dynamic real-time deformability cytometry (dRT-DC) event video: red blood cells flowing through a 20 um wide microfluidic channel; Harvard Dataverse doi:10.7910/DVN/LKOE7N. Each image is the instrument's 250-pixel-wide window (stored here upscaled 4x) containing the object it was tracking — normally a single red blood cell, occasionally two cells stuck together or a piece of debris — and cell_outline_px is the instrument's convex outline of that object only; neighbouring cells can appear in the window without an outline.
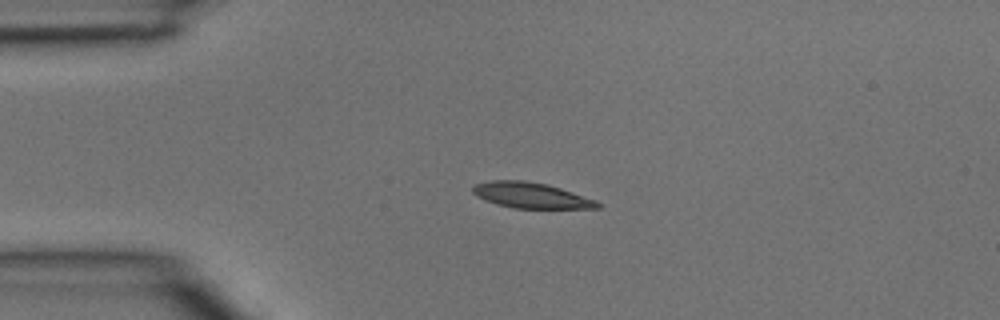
{"species": "common noctule bat (a hibernating species)", "species_latin": "Nyctalus noctula", "temperature_condition": "room temperature", "stored_images_in_passage": 3, "camera_frame_rate_fps": 3000, "um_per_image_px": 0.085, "animal": {"sex": "male", "body_mass_g": 15.6}, "frame": {"image": 1, "passage_image": 2, "time_ms": 0.333, "image_size_px": [1000, 320], "cell_outline_px": [[600, 208], [516, 208], [496, 204], [476, 196], [472, 192], [472, 188], [476, 184], [492, 180], [524, 180], [548, 184], [596, 200], [600, 204]], "centroid_in_image_um": [45.12, 16.6], "position_along_channel_um": 39.9, "area_um2": 18.5}}
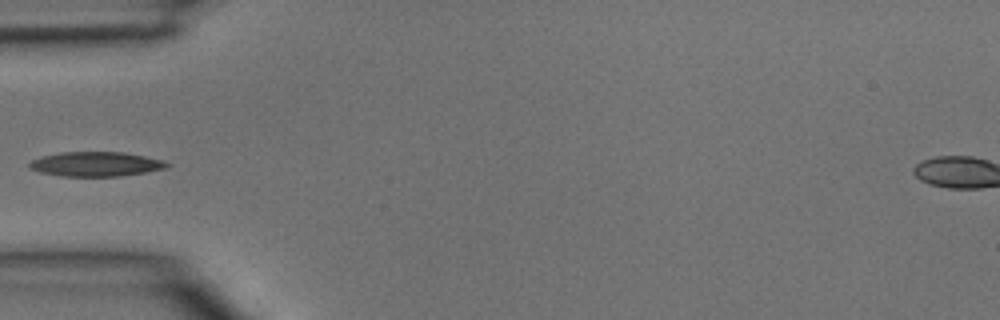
{"frame": {"image": 2, "passage_image": 3, "time_ms": 0.667, "image_size_px": [1000, 320], "cell_outline_px": [[172, 164], [168, 168], [120, 176], [60, 176], [40, 172], [32, 168], [28, 164], [32, 160], [40, 156], [60, 152], [124, 152], [164, 160]], "centroid_in_image_um": [8.18, 13.94], "position_along_channel_um": 76.8, "area_um2": 19.71}}